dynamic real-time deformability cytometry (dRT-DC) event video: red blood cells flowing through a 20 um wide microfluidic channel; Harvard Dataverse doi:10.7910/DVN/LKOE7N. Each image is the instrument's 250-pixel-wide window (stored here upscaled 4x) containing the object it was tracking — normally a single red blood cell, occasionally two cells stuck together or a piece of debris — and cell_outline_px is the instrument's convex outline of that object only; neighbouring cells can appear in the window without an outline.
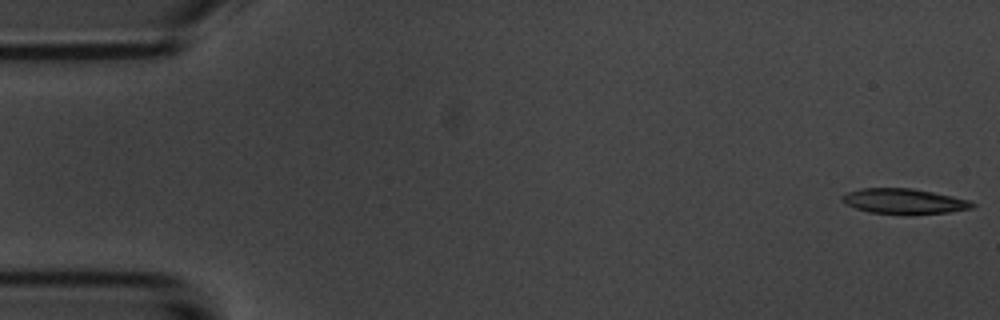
{"species": "common noctule bat (a hibernating species)", "species_latin": "Nyctalus noctula", "temperature_condition": "room temperature", "stored_images_in_passage": 4, "camera_frame_rate_fps": 3000, "um_per_image_px": 0.085, "animal": {"sex": "male", "body_mass_g": 20.1, "forearm_length_mm": 53.5}, "frame": {"image": 1, "passage_image": 1, "time_ms": 0.0, "image_size_px": [1000, 320], "cell_outline_px": [[976, 204], [972, 208], [948, 212], [868, 212], [844, 204], [840, 200], [840, 196], [844, 192], [860, 188], [912, 188], [952, 196], [968, 200]], "centroid_in_image_um": [76.74, 17.06], "position_along_channel_um": 8.3, "area_um2": 18.55}}